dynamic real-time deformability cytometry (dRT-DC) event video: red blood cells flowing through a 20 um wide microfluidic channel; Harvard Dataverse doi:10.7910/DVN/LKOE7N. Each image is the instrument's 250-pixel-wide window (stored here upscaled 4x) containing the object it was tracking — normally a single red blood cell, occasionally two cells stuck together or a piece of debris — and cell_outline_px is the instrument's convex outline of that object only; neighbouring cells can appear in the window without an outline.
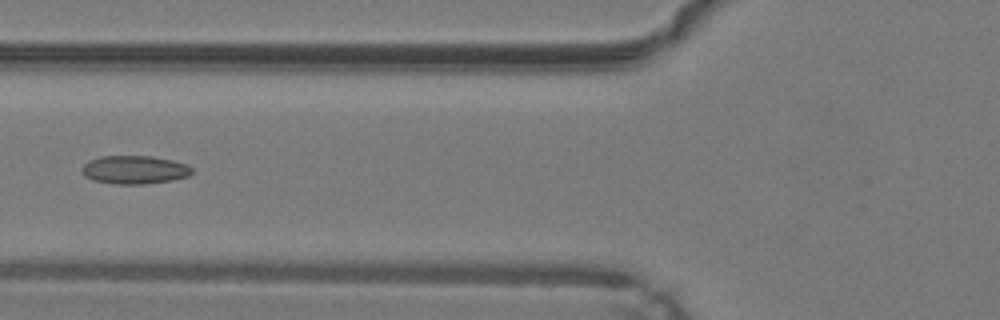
{"species": "common noctule bat (a hibernating species)", "species_latin": "Nyctalus noctula", "temperature_condition": "warm", "stored_images_in_passage": 31, "camera_frame_rate_fps": 3000, "um_per_image_px": 0.085, "animal": {"sex": "male", "body_mass_g": 19.2, "forearm_length_mm": 51.8}, "frame": {"image": 1, "passage_image": 5, "time_ms": 1.333, "image_size_px": [1000, 320], "cell_outline_px": [[192, 172], [188, 176], [172, 180], [144, 184], [116, 184], [92, 180], [84, 176], [80, 168], [88, 160], [100, 156], [152, 156], [172, 160], [188, 164], [192, 168]], "centroid_in_image_um": [11.41, 14.42], "position_along_channel_um": 114.4, "area_um2": 18.32}}
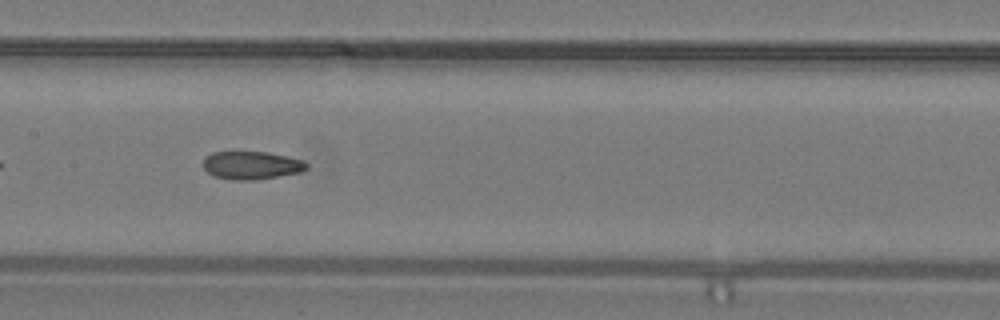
{"frame": {"image": 2, "passage_image": 10, "time_ms": 3.0, "image_size_px": [1000, 320], "cell_outline_px": [[308, 168], [300, 172], [256, 180], [232, 180], [212, 176], [204, 168], [204, 160], [212, 152], [268, 152], [304, 160], [308, 164]], "centroid_in_image_um": [21.4, 14.06], "position_along_channel_um": 186.0, "area_um2": 16.88}, "authors_computed_cell_mechanics": {"area_um2": 17.2244, "velocity_mm_per_s": 4.2729, "shape_relaxation_time_tau1_ms": 8.725, "shape_relaxation_time_tau2_ms": 2.0276, "deformation_change_tau1": 0.1968, "deformation_change_tau2": 0.0994}}